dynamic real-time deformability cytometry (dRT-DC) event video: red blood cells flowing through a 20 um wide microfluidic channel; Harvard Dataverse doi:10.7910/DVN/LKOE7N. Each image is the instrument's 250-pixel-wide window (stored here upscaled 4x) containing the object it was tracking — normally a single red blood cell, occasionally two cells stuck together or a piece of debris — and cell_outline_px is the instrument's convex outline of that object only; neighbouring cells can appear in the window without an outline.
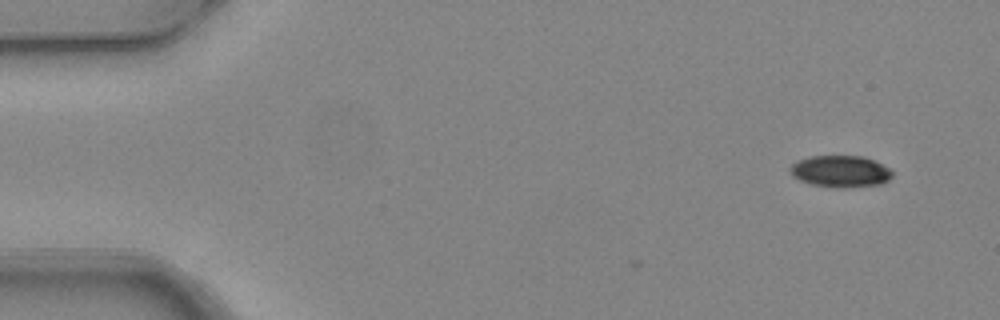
{"species": "common noctule bat (a hibernating species)", "species_latin": "Nyctalus noctula", "temperature_condition": "warm", "stored_images_in_passage": 2, "camera_frame_rate_fps": 3000, "um_per_image_px": 0.085, "animal": {"sex": "female", "body_mass_g": 24.6, "forearm_length_mm": 56.2}, "frame": {"image": 1, "passage_image": 2, "time_ms": 0.333, "image_size_px": [1000, 320], "cell_outline_px": [[892, 176], [888, 180], [880, 184], [812, 184], [800, 180], [792, 176], [788, 172], [788, 168], [796, 160], [808, 156], [864, 156], [888, 168], [892, 172]], "centroid_in_image_um": [71.35, 14.49], "position_along_channel_um": 13.6, "area_um2": 17.86}}